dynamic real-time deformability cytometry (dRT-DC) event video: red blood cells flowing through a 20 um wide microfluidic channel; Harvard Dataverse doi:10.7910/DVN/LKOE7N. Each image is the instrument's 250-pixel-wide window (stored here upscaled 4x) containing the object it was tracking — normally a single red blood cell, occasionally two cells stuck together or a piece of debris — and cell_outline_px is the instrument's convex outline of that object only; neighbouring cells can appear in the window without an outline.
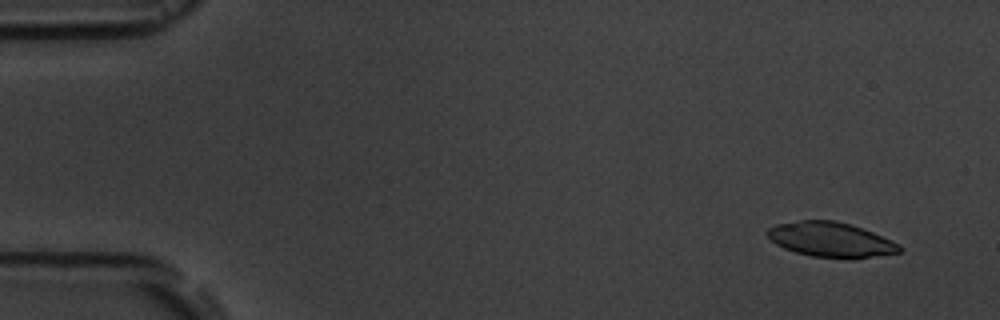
{"species": "common noctule bat (a hibernating species)", "species_latin": "Nyctalus noctula", "temperature_condition": "room temperature", "stored_images_in_passage": 5, "camera_frame_rate_fps": 3000, "um_per_image_px": 0.085, "animal": {"sex": "male", "body_mass_g": 19.5, "forearm_length_mm": 54.6}, "frame": {"image": 1, "passage_image": 1, "time_ms": 0.0, "image_size_px": [1000, 320], "cell_outline_px": [[904, 248], [900, 252], [868, 256], [812, 256], [796, 252], [784, 248], [776, 244], [764, 232], [768, 228], [776, 224], [800, 220], [836, 220], [852, 224], [872, 232], [900, 244]], "centroid_in_image_um": [70.57, 20.32], "position_along_channel_um": 14.4, "area_um2": 26.13}}
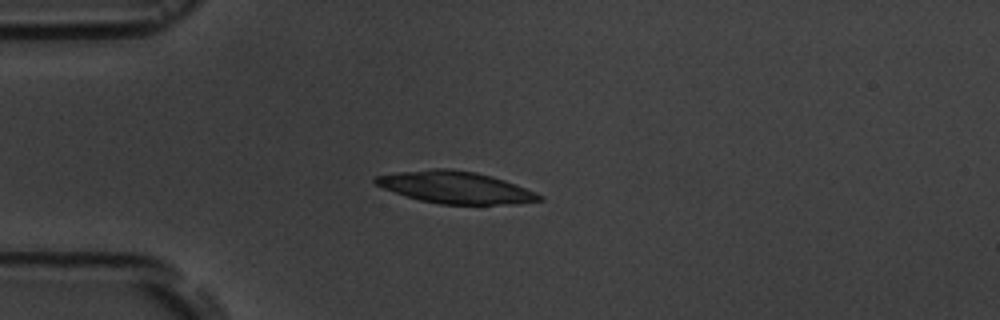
{"frame": {"image": 2, "passage_image": 4, "time_ms": 3.667, "image_size_px": [1000, 320], "cell_outline_px": [[544, 200], [516, 204], [440, 204], [420, 200], [384, 188], [376, 184], [372, 180], [372, 176], [396, 172], [432, 168], [448, 168], [476, 172], [492, 176], [516, 184], [536, 192], [544, 196]], "centroid_in_image_um": [38.73, 15.92], "position_along_channel_um": 46.3, "area_um2": 30.63}}